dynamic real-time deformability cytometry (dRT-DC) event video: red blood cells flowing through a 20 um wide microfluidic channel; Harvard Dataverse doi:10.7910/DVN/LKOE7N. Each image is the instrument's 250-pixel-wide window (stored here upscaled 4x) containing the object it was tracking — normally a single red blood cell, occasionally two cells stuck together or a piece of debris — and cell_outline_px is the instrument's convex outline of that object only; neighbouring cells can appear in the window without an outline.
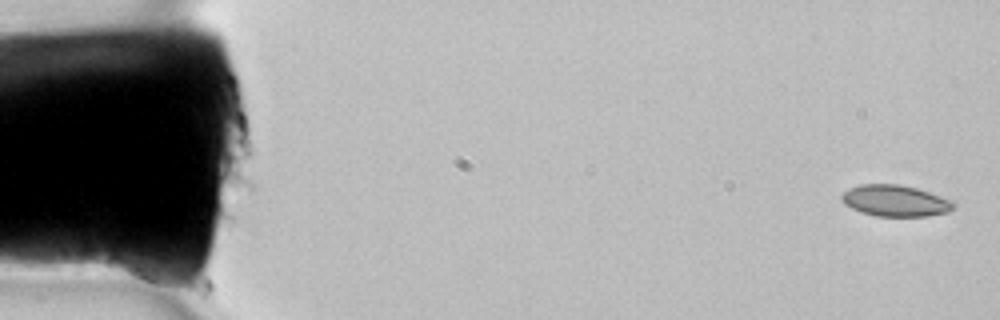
{"species": "common noctule bat (a hibernating species)", "species_latin": "Nyctalus noctula", "temperature_condition": "room temperature", "stored_images_in_passage": 21, "camera_frame_rate_fps": 3000, "um_per_image_px": 0.085, "animal": {"sex": "female", "body_mass_g": 22.7, "forearm_length_mm": 54.2}, "frame": {"image": 1, "passage_image": 1, "time_ms": 0.0, "image_size_px": [1000, 320], "cell_outline_px": [[956, 204], [948, 212], [928, 216], [876, 216], [860, 212], [844, 204], [840, 200], [840, 196], [848, 188], [860, 184], [900, 184], [916, 188], [952, 200]], "centroid_in_image_um": [76.06, 17.06], "position_along_channel_um": 8.9, "area_um2": 20.52}}
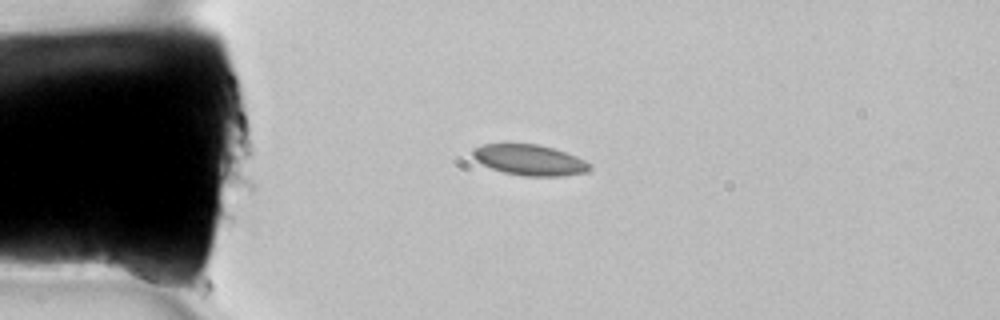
{"frame": {"image": 2, "passage_image": 7, "time_ms": 2.0, "image_size_px": [1000, 320], "cell_outline_px": [[588, 168], [584, 172], [560, 176], [524, 176], [504, 172], [492, 168], [476, 160], [472, 156], [472, 148], [484, 144], [540, 144], [576, 156], [584, 160], [588, 164]], "centroid_in_image_um": [44.96, 13.59], "position_along_channel_um": 40.0, "area_um2": 20.52}}